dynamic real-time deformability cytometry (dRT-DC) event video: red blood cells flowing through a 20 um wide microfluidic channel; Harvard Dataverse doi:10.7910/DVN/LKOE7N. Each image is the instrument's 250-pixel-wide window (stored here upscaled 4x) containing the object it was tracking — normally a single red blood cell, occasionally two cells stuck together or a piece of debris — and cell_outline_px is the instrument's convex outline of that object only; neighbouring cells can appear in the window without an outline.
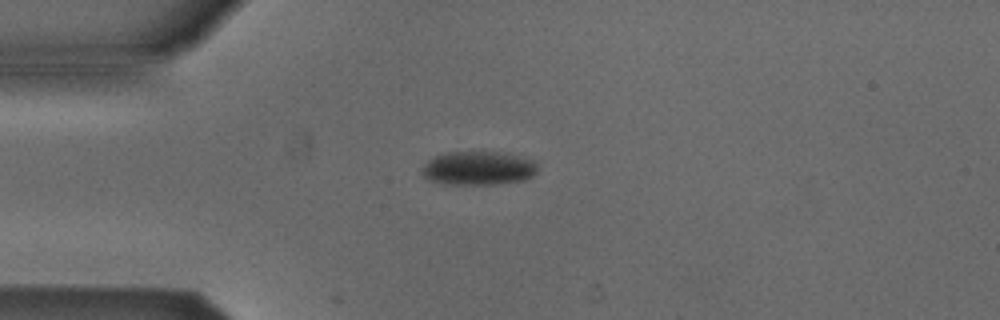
{"species": "Egyptian fruit bat (a non-hibernating species)", "species_latin": "Rousettus aegyptiacus", "temperature_condition": "cold", "stored_images_in_passage": 6, "camera_frame_rate_fps": 3000, "um_per_image_px": 0.085, "animal": {"sex": "male"}, "frame": {"image": 1, "passage_image": 4, "time_ms": 1.0, "image_size_px": [1000, 320], "cell_outline_px": [[536, 172], [532, 176], [524, 180], [496, 184], [444, 184], [428, 180], [420, 172], [424, 164], [428, 160], [444, 152], [500, 152], [532, 160], [536, 164]], "centroid_in_image_um": [40.6, 14.3], "position_along_channel_um": 44.4, "area_um2": 22.66}}